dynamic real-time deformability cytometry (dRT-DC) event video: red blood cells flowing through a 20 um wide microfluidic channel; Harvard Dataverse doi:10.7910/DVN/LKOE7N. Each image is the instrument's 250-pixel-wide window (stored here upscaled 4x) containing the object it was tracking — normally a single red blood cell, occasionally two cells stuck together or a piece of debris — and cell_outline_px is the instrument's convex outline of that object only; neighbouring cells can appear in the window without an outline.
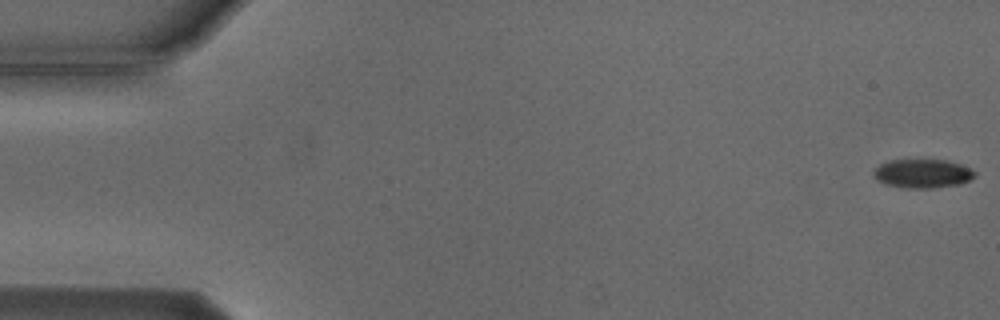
{"species": "Egyptian fruit bat (a non-hibernating species)", "species_latin": "Rousettus aegyptiacus", "temperature_condition": "cold", "stored_images_in_passage": 6, "camera_frame_rate_fps": 3000, "um_per_image_px": 0.085, "animal": {"sex": "male"}, "frame": {"image": 1, "passage_image": 1, "time_ms": 0.0, "image_size_px": [1000, 320], "cell_outline_px": [[976, 176], [960, 184], [928, 188], [904, 188], [884, 184], [876, 180], [872, 176], [872, 172], [880, 164], [888, 160], [948, 160], [960, 164], [976, 172]], "centroid_in_image_um": [78.37, 14.75], "position_along_channel_um": 6.6, "area_um2": 17.05}}
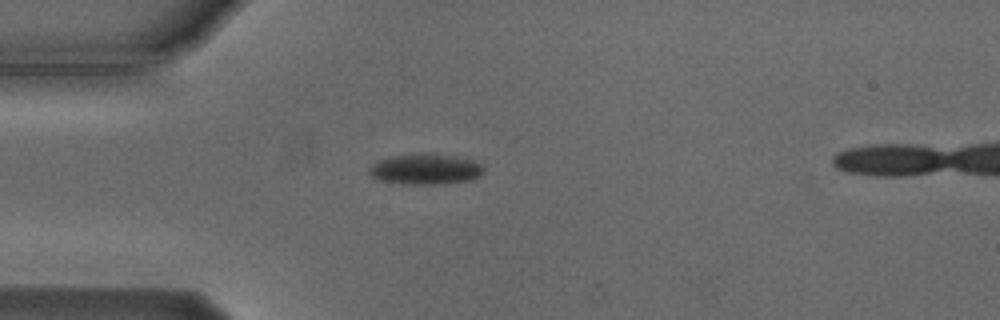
{"frame": {"image": 2, "passage_image": 5, "time_ms": 4.667, "image_size_px": [1000, 320], "cell_outline_px": [[484, 172], [480, 176], [468, 180], [444, 184], [404, 184], [380, 180], [372, 176], [368, 172], [372, 164], [388, 156], [432, 152], [476, 160], [484, 164]], "centroid_in_image_um": [36.22, 14.36], "position_along_channel_um": 48.8, "area_um2": 20.81}}